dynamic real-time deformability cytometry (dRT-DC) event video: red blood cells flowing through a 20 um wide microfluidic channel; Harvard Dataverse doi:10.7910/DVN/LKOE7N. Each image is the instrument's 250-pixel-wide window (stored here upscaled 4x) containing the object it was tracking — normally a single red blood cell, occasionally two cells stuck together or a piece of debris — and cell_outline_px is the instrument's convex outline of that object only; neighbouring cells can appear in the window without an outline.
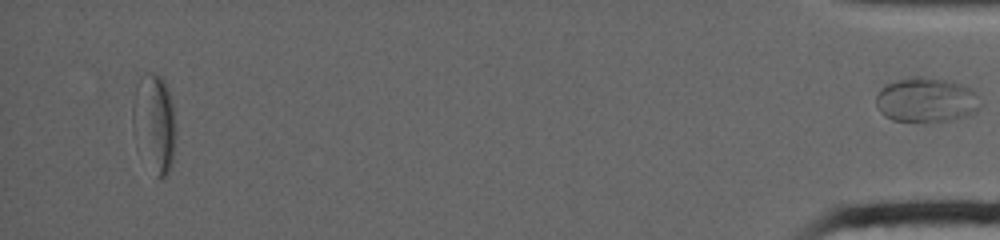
{"species": "common noctule bat (a hibernating species)", "species_latin": "Nyctalus noctula", "temperature_condition": "warm", "stored_images_in_passage": 71, "segment_of_instrument_passage": [2, 2], "camera_frame_rate_fps": 4500, "um_per_image_px": 0.085, "animal": {"sex": "female", "body_mass_g": 19.0, "forearm_length_mm": 53.3}, "frame": {"image": 1, "passage_image": 71, "time_ms": 14.667, "image_size_px": [1000, 240], "cell_outline_px": [[980, 108], [976, 112], [964, 116], [948, 120], [892, 120], [884, 116], [880, 112], [876, 104], [876, 96], [880, 88], [896, 80], [908, 76], [928, 76], [952, 80], [972, 88], [980, 92]], "centroid_in_image_um": [78.78, 8.44], "position_along_channel_um": 356.4, "area_um2": 27.51}}